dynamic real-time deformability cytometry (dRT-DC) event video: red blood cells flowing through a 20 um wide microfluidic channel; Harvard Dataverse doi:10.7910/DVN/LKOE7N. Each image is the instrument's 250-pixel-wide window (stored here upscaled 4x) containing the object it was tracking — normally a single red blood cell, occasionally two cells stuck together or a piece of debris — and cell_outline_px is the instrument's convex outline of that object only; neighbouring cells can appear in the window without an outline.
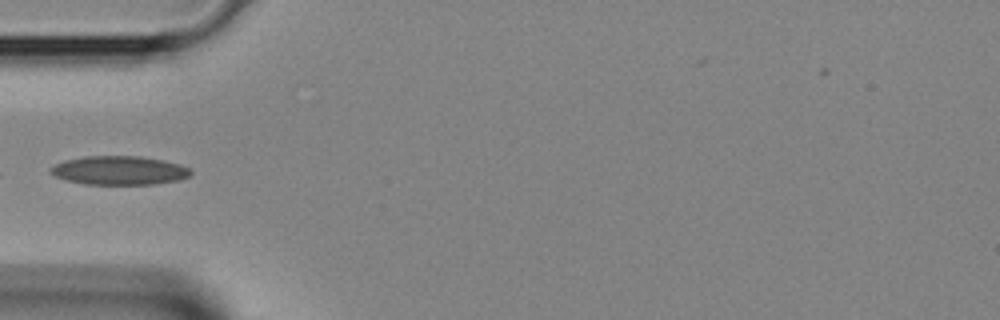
{"species": "Egyptian fruit bat (a non-hibernating species)", "species_latin": "Rousettus aegyptiacus", "temperature_condition": "room temperature", "stored_images_in_passage": 2, "camera_frame_rate_fps": 3000, "um_per_image_px": 0.085, "animal": {"sex": "female"}, "frame": {"image": 1, "passage_image": 2, "time_ms": 0.333, "image_size_px": [1000, 320], "cell_outline_px": [[192, 172], [188, 176], [176, 180], [152, 184], [84, 184], [68, 180], [56, 176], [48, 172], [48, 168], [64, 160], [84, 156], [140, 156], [164, 160], [180, 164], [188, 168]], "centroid_in_image_um": [10.1, 14.47], "position_along_channel_um": 74.9, "area_um2": 23.41}}